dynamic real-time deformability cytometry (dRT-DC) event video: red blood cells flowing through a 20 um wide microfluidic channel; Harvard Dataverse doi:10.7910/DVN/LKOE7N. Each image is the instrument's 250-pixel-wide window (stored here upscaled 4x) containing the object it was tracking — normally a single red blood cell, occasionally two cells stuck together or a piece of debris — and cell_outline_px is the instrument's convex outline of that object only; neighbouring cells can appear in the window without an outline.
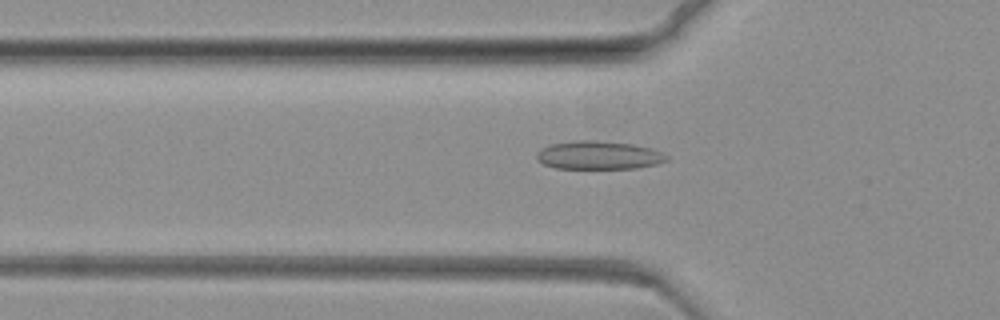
{"species": "common noctule bat (a hibernating species)", "species_latin": "Nyctalus noctula", "temperature_condition": "warm", "stored_images_in_passage": 76, "camera_frame_rate_fps": 3000, "um_per_image_px": 0.085, "animal": {"sex": "female", "body_mass_g": 19.3, "forearm_length_mm": 54.1}, "frame": {"image": 1, "passage_image": 26, "time_ms": 8.333, "image_size_px": [1000, 320], "cell_outline_px": [[668, 160], [656, 164], [636, 168], [556, 168], [544, 164], [536, 160], [536, 152], [540, 148], [548, 144], [576, 140], [596, 140], [632, 144], [652, 148], [668, 156]], "centroid_in_image_um": [50.84, 13.18], "position_along_channel_um": 75.0, "area_um2": 21.56}}
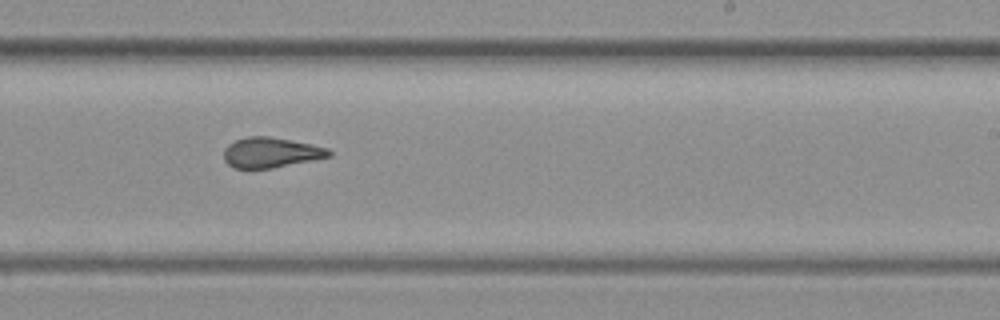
{"frame": {"image": 2, "passage_image": 47, "time_ms": 15.333, "image_size_px": [1000, 320], "cell_outline_px": [[332, 156], [272, 168], [248, 172], [236, 168], [228, 164], [224, 160], [224, 148], [228, 144], [236, 140], [248, 136], [268, 136], [312, 144], [328, 148], [332, 152]], "centroid_in_image_um": [22.98, 13.0], "position_along_channel_um": 266.0, "area_um2": 18.96}}
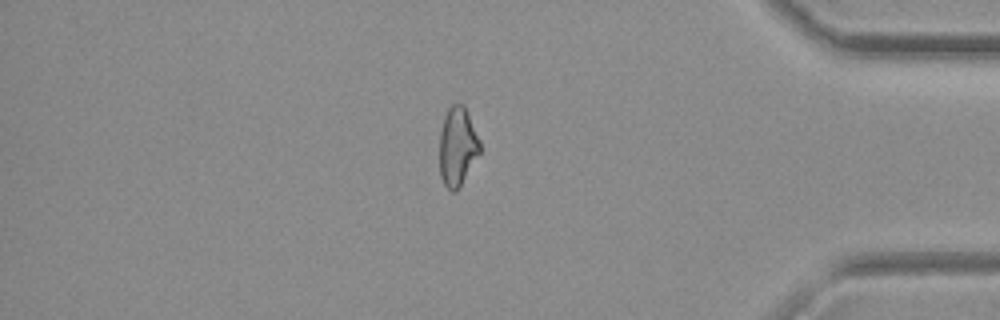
{"frame": {"image": 3, "passage_image": 65, "time_ms": 21.333, "image_size_px": [1000, 320], "cell_outline_px": [[480, 152], [456, 192], [452, 192], [444, 184], [440, 176], [440, 132], [444, 116], [448, 108], [452, 104], [464, 104], [480, 140]], "centroid_in_image_um": [38.88, 12.44], "position_along_channel_um": 396.3, "area_um2": 18.44}}